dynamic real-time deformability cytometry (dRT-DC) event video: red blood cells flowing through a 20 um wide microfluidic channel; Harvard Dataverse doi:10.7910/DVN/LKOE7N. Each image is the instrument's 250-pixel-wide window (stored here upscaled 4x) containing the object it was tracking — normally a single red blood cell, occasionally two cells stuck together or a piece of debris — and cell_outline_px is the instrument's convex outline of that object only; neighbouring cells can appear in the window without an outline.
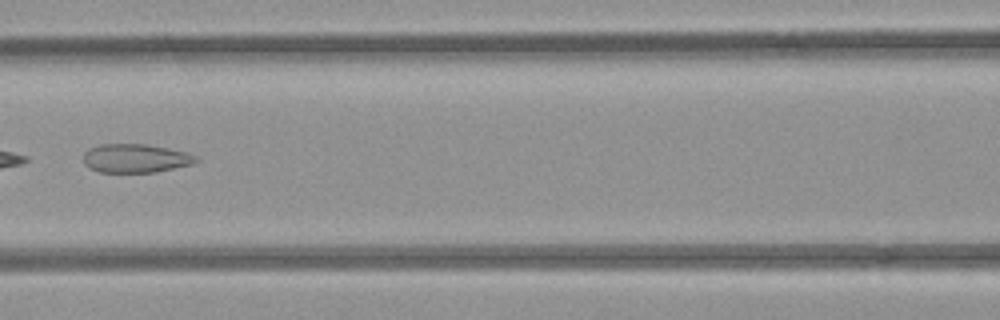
{"species": "common noctule bat (a hibernating species)", "species_latin": "Nyctalus noctula", "temperature_condition": "room temperature", "stored_images_in_passage": 7, "camera_frame_rate_fps": 3000, "um_per_image_px": 0.085, "animal": {"sex": "female", "body_mass_g": 21.9}, "frame": {"image": 1, "passage_image": 7, "time_ms": 6.667, "image_size_px": [1000, 320], "cell_outline_px": [[196, 160], [192, 164], [156, 172], [100, 172], [88, 168], [84, 164], [84, 152], [88, 148], [100, 144], [144, 144], [184, 152], [196, 156]], "centroid_in_image_um": [11.44, 13.46], "position_along_channel_um": 155.2, "area_um2": 18.61}}